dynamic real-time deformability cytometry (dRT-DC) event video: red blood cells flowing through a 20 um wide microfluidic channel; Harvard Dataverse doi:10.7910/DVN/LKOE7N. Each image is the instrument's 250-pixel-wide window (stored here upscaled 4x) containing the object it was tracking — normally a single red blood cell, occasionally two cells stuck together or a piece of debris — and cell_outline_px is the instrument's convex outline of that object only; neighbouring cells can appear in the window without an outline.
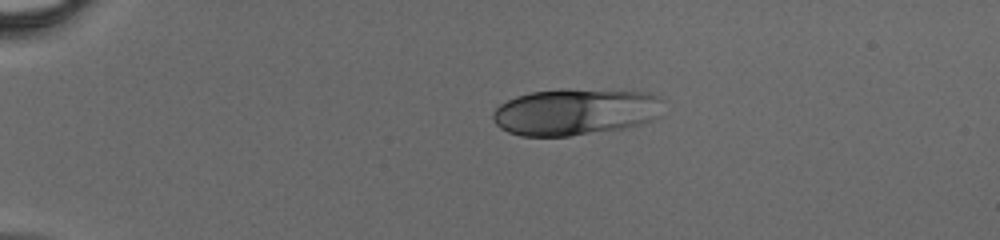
{"species": "human", "species_latin": "Homo sapiens", "temperature_condition": "cold", "stored_images_in_passage": 36, "camera_frame_rate_fps": 3000, "um_per_image_px": 0.085, "donor": {"sex": "male"}, "frame": {"image": 1, "passage_image": 1, "time_ms": 0.0, "image_size_px": [1000, 240], "cell_outline_px": [[664, 116], [640, 124], [624, 128], [568, 136], [520, 136], [508, 132], [500, 128], [492, 120], [492, 112], [500, 104], [516, 96], [532, 92], [560, 88], [568, 88], [644, 92], [656, 96], [664, 100]], "centroid_in_image_um": [48.94, 9.5], "position_along_channel_um": 36.1, "area_um2": 47.05}}
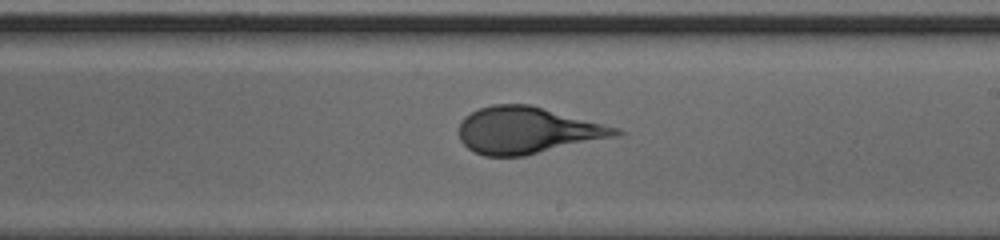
{"frame": {"image": 2, "passage_image": 19, "time_ms": 6.0, "image_size_px": [1000, 240], "cell_outline_px": [[624, 132], [620, 136], [524, 156], [484, 156], [472, 152], [460, 140], [460, 120], [464, 116], [480, 108], [492, 104], [532, 104], [620, 128]], "centroid_in_image_um": [44.86, 11.08], "position_along_channel_um": 244.1, "area_um2": 43.12}}
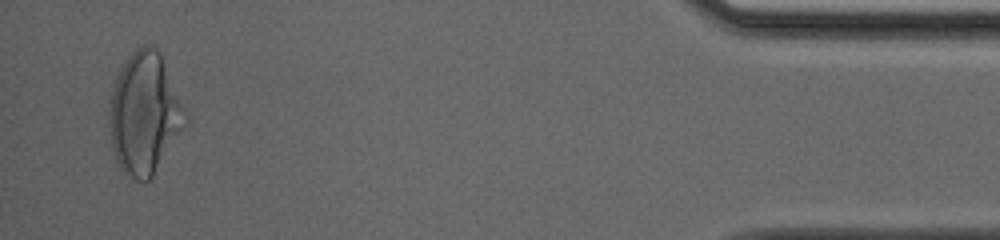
{"frame": {"image": 3, "passage_image": 35, "time_ms": 11.333, "image_size_px": [1000, 240], "cell_outline_px": [[188, 120], [152, 176], [144, 184], [136, 180], [124, 172], [120, 168], [116, 160], [112, 148], [108, 124], [108, 112], [112, 92], [116, 76], [120, 68], [132, 52], [136, 48], [144, 44], [148, 44], [156, 48], [160, 52], [188, 116]], "centroid_in_image_um": [12.25, 9.65], "position_along_channel_um": 422.9, "area_um2": 53.58}}